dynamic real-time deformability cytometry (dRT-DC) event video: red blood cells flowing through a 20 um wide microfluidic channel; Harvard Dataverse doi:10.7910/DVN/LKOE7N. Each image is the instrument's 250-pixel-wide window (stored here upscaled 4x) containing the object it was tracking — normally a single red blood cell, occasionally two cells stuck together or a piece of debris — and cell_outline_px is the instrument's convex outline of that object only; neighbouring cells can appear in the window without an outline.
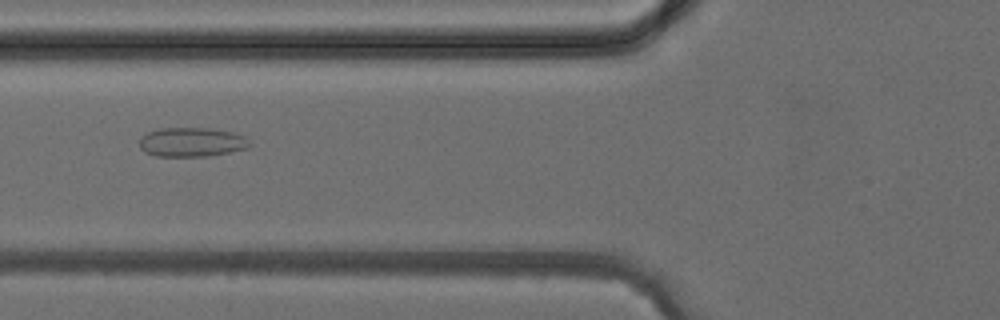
{"species": "common noctule bat (a hibernating species)", "species_latin": "Nyctalus noctula", "temperature_condition": "cold", "stored_images_in_passage": 5, "camera_frame_rate_fps": 3000, "um_per_image_px": 0.085, "animal": {"sex": "female", "body_mass_g": 24.6, "forearm_length_mm": 56.2}, "frame": {"image": 1, "passage_image": 5, "time_ms": 5.333, "image_size_px": [1000, 320], "cell_outline_px": [[252, 144], [248, 148], [208, 156], [156, 156], [144, 152], [140, 148], [140, 136], [148, 132], [160, 128], [204, 128], [232, 132], [244, 136]], "centroid_in_image_um": [16.27, 12.08], "position_along_channel_um": 109.5, "area_um2": 18.73}}